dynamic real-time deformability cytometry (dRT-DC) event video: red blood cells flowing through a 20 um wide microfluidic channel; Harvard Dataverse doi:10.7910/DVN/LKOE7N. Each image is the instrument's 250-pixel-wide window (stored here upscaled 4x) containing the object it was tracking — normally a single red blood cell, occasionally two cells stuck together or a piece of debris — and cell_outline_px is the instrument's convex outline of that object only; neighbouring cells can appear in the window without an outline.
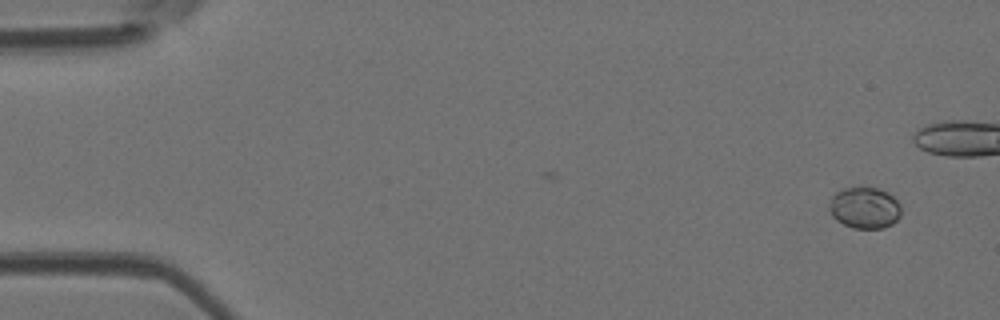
{"species": "Egyptian fruit bat (a non-hibernating species)", "species_latin": "Rousettus aegyptiacus", "temperature_condition": "room temperature", "stored_images_in_passage": 6, "camera_frame_rate_fps": 3000, "um_per_image_px": 0.085, "animal": {"sex": "female"}, "frame": {"image": 1, "passage_image": 1, "time_ms": 0.0, "image_size_px": [1000, 320], "cell_outline_px": [[900, 216], [892, 224], [884, 228], [852, 228], [836, 220], [832, 216], [828, 208], [832, 196], [840, 188], [860, 184], [876, 188], [888, 192], [900, 204]], "centroid_in_image_um": [73.46, 17.62], "position_along_channel_um": 11.5, "area_um2": 17.86}}
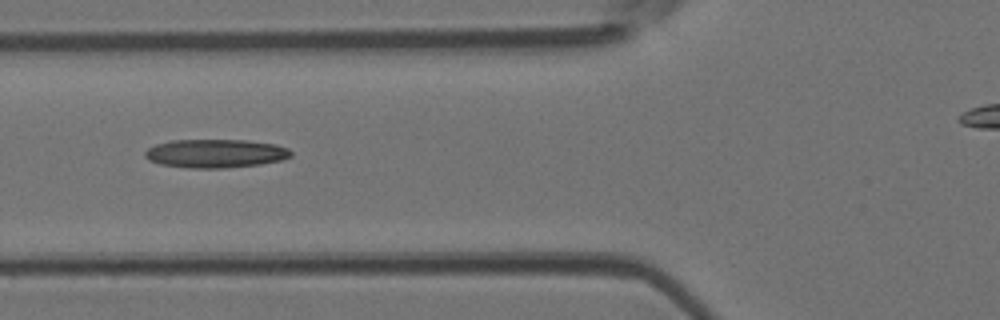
{"frame": {"image": 2, "passage_image": 6, "time_ms": 1.667, "image_size_px": [1000, 320], "cell_outline_px": [[292, 156], [280, 160], [260, 164], [224, 168], [188, 168], [160, 164], [148, 160], [144, 156], [144, 152], [148, 148], [156, 144], [172, 140], [248, 140], [276, 144], [288, 148], [292, 152]], "centroid_in_image_um": [18.31, 13.04], "position_along_channel_um": 107.5, "area_um2": 24.39}}